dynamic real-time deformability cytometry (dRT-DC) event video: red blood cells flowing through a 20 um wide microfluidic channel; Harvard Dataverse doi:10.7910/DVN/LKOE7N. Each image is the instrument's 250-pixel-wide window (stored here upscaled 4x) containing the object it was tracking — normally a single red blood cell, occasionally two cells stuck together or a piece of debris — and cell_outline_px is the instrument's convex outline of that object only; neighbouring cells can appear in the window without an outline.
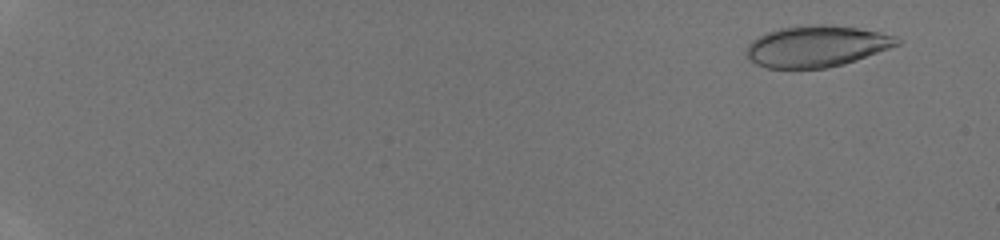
{"species": "human", "species_latin": "Homo sapiens", "temperature_condition": "room temperature", "stored_images_in_passage": 47, "camera_frame_rate_fps": 3000, "um_per_image_px": 0.085, "donor": {"sex": "male"}, "frame": {"image": 1, "passage_image": 4, "time_ms": 1.0, "image_size_px": [1000, 240], "cell_outline_px": [[904, 40], [900, 44], [856, 60], [844, 64], [828, 68], [768, 68], [756, 64], [748, 60], [748, 44], [752, 40], [768, 32], [780, 28], [808, 24], [832, 24], [880, 32], [896, 36]], "centroid_in_image_um": [69.44, 3.92], "position_along_channel_um": 15.6, "area_um2": 36.3}}
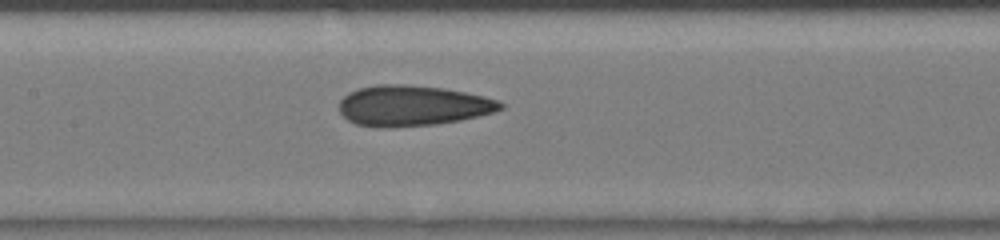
{"frame": {"image": 2, "passage_image": 27, "time_ms": 8.667, "image_size_px": [1000, 240], "cell_outline_px": [[504, 108], [480, 116], [460, 120], [436, 124], [384, 128], [380, 128], [356, 124], [348, 120], [340, 112], [340, 100], [348, 92], [360, 88], [376, 84], [408, 84], [444, 88], [484, 96], [496, 100], [504, 104]], "centroid_in_image_um": [35.06, 8.98], "position_along_channel_um": 172.3, "area_um2": 38.21}}
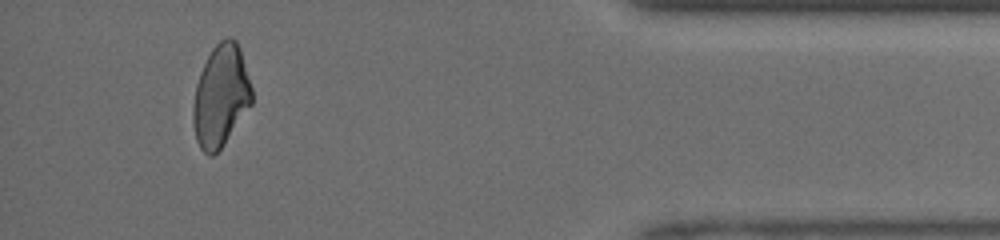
{"frame": {"image": 3, "passage_image": 45, "time_ms": 14.667, "image_size_px": [1000, 240], "cell_outline_px": [[252, 104], [220, 148], [212, 156], [208, 156], [200, 148], [196, 140], [192, 120], [192, 108], [196, 84], [200, 72], [212, 48], [220, 40], [228, 36], [232, 36], [236, 40], [240, 48], [252, 88]], "centroid_in_image_um": [18.75, 8.13], "position_along_channel_um": 416.4, "area_um2": 34.85}}